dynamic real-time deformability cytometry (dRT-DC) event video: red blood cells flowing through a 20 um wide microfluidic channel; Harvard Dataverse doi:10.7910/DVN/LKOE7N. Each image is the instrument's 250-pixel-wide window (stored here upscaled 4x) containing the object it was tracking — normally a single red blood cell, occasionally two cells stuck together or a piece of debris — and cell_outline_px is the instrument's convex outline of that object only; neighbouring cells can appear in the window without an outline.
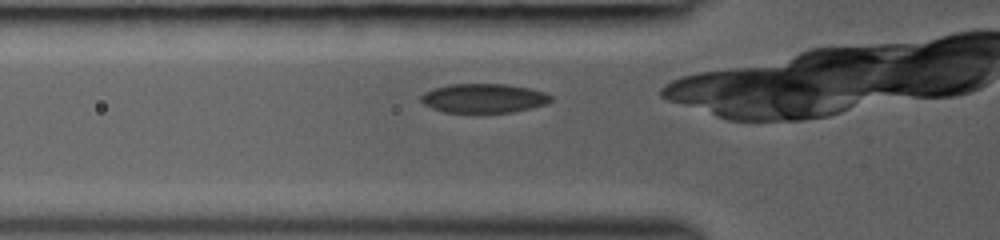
{"species": "common noctule bat (a hibernating species)", "species_latin": "Nyctalus noctula", "temperature_condition": "room temperature", "stored_images_in_passage": 23, "camera_frame_rate_fps": 3000, "um_per_image_px": 0.085, "animal": {"sex": "female", "body_mass_g": 19.0, "forearm_length_mm": 53.3}, "frame": {"image": 1, "passage_image": 2, "time_ms": 0.333, "image_size_px": [1000, 240], "cell_outline_px": [[552, 100], [548, 104], [512, 112], [480, 116], [472, 116], [444, 112], [432, 108], [424, 104], [420, 100], [420, 96], [424, 92], [432, 88], [448, 84], [504, 84], [528, 88], [548, 92], [552, 96]], "centroid_in_image_um": [41.09, 8.4], "position_along_channel_um": 84.7, "area_um2": 23.29}}
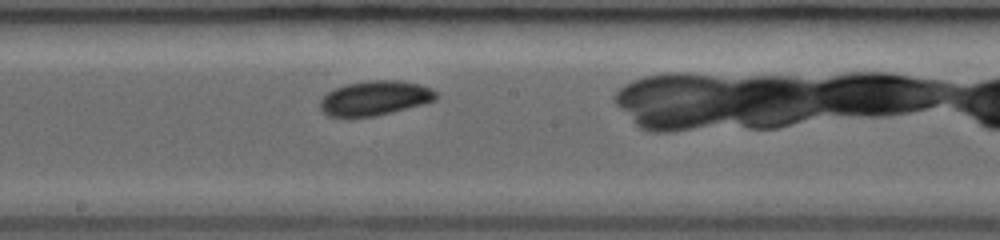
{"frame": {"image": 2, "passage_image": 11, "time_ms": 3.333, "image_size_px": [1000, 240], "cell_outline_px": [[440, 96], [436, 100], [424, 104], [376, 116], [344, 120], [328, 116], [320, 108], [320, 100], [328, 92], [336, 88], [348, 84], [368, 80], [400, 80], [420, 84], [432, 88], [440, 92]], "centroid_in_image_um": [31.89, 8.37], "position_along_channel_um": 216.3, "area_um2": 24.16}}
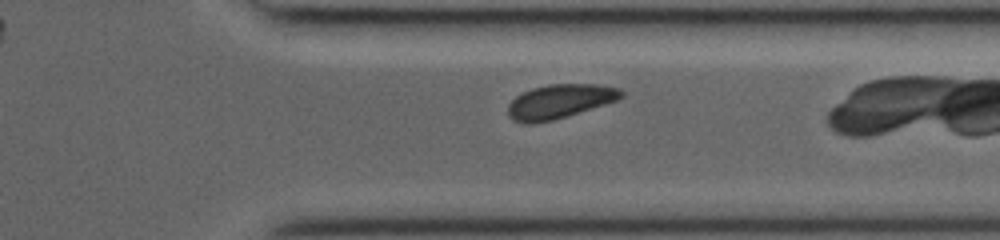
{"frame": {"image": 3, "passage_image": 21, "time_ms": 6.667, "image_size_px": [1000, 240], "cell_outline_px": [[624, 96], [616, 100], [568, 116], [552, 120], [532, 124], [524, 124], [512, 120], [508, 116], [508, 104], [516, 96], [532, 88], [552, 84], [596, 84], [620, 88], [624, 92]], "centroid_in_image_um": [47.55, 8.63], "position_along_channel_um": 363.8, "area_um2": 22.48}}